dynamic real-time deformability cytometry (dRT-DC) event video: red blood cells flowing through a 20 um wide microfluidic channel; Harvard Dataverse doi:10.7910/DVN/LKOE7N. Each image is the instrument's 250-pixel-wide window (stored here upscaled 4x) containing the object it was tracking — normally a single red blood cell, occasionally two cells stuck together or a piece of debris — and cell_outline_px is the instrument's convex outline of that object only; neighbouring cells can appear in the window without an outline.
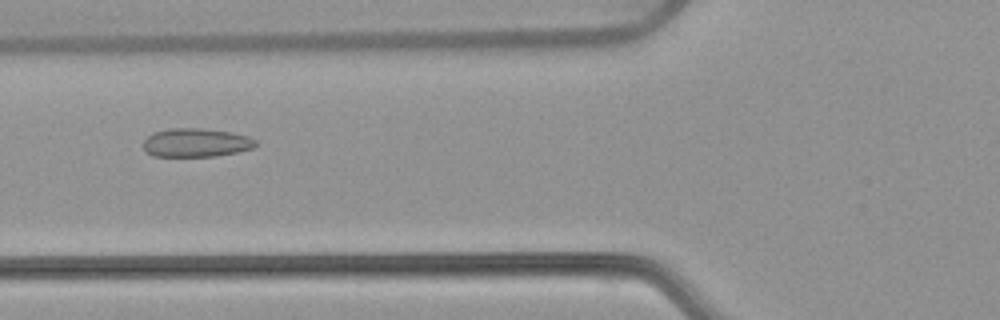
{"species": "common noctule bat (a hibernating species)", "species_latin": "Nyctalus noctula", "temperature_condition": "warm", "stored_images_in_passage": 54, "camera_frame_rate_fps": 3000, "um_per_image_px": 0.085, "animal": {"sex": "female", "body_mass_g": 22.7, "forearm_length_mm": 54.2}, "frame": {"image": 1, "passage_image": 21, "time_ms": 6.667, "image_size_px": [1000, 320], "cell_outline_px": [[260, 144], [252, 148], [236, 152], [216, 156], [152, 156], [144, 152], [144, 140], [152, 132], [168, 128], [200, 128], [232, 132], [248, 136], [256, 140]], "centroid_in_image_um": [16.66, 12.12], "position_along_channel_um": 109.1, "area_um2": 18.96}}
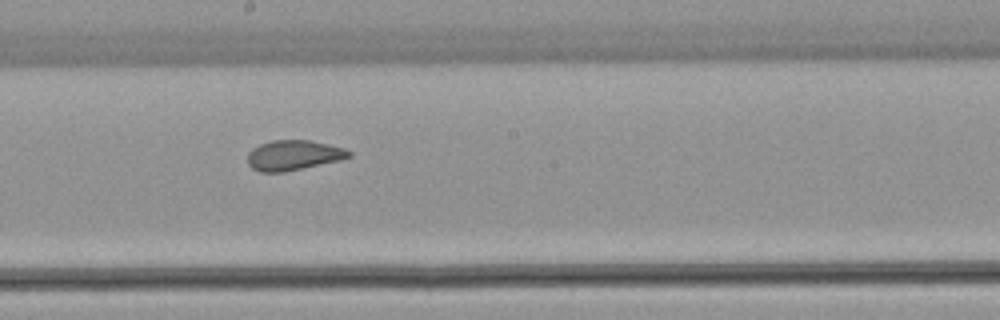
{"frame": {"image": 2, "passage_image": 30, "time_ms": 9.667, "image_size_px": [1000, 320], "cell_outline_px": [[352, 156], [340, 160], [284, 172], [260, 172], [252, 168], [248, 164], [248, 152], [252, 148], [260, 144], [272, 140], [308, 140], [328, 144], [344, 148], [352, 152]], "centroid_in_image_um": [24.94, 13.19], "position_along_channel_um": 223.3, "area_um2": 17.74}}
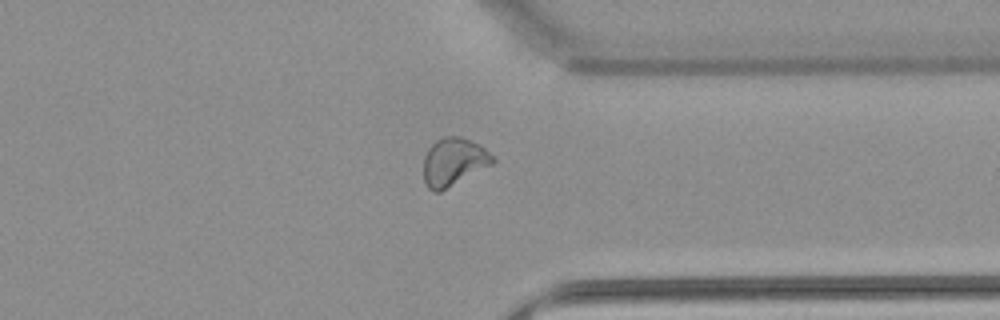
{"frame": {"image": 3, "passage_image": 42, "time_ms": 13.667, "image_size_px": [1000, 320], "cell_outline_px": [[496, 160], [492, 164], [440, 192], [432, 192], [428, 188], [424, 180], [424, 156], [428, 148], [436, 140], [444, 136], [460, 136], [480, 144]], "centroid_in_image_um": [38.54, 13.75], "position_along_channel_um": 372.9, "area_um2": 19.25}, "authors_computed_cell_mechanics": {"area_um2": 19.8254, "velocity_mm_per_s": 3.8028, "shape_relaxation_time_tau1_ms": null, "shape_relaxation_time_tau2_ms": 0.89, "deformation_change_tau1": null, "deformation_change_tau2": 0.0594}}